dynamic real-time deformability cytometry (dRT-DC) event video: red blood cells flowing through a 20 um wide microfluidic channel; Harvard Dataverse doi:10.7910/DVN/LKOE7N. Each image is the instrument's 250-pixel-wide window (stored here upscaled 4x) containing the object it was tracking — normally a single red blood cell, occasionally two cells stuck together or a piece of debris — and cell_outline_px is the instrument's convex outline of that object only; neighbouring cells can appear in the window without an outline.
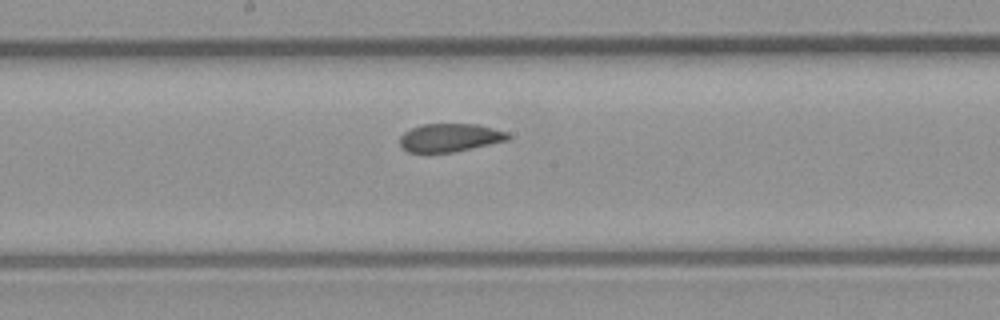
{"species": "common noctule bat (a hibernating species)", "species_latin": "Nyctalus noctula", "temperature_condition": "room temperature", "stored_images_in_passage": 7, "segment_of_instrument_passage": [2, 2], "camera_frame_rate_fps": 3000, "um_per_image_px": 0.085, "animal": {"sex": "male", "body_mass_g": 23.1, "forearm_length_mm": 52.7}, "frame": {"image": 1, "passage_image": 7, "time_ms": 7.667, "image_size_px": [1000, 320], "cell_outline_px": [[512, 136], [508, 140], [452, 152], [408, 152], [400, 148], [400, 136], [404, 132], [420, 124], [480, 124], [508, 132]], "centroid_in_image_um": [38.24, 11.69], "position_along_channel_um": 210.0, "area_um2": 17.86}}